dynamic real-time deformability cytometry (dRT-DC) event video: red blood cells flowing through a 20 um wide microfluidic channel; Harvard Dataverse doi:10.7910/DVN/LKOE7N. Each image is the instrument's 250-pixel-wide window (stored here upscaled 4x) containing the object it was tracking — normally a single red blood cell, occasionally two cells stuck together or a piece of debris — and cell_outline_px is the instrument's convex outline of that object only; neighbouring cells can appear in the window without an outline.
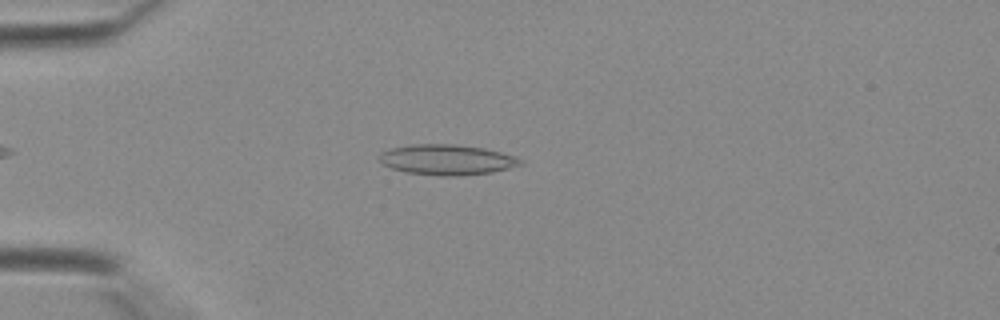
{"species": "Egyptian fruit bat (a non-hibernating species)", "species_latin": "Rousettus aegyptiacus", "temperature_condition": "warm", "stored_images_in_passage": 33, "camera_frame_rate_fps": 3000, "um_per_image_px": 0.085, "animal": {"sex": "female"}, "frame": {"image": 1, "passage_image": 7, "time_ms": 2.0, "image_size_px": [1000, 320], "cell_outline_px": [[524, 164], [492, 172], [456, 176], [440, 176], [408, 172], [392, 168], [384, 164], [380, 160], [380, 152], [392, 148], [412, 144], [456, 144], [484, 148], [516, 156]], "centroid_in_image_um": [38.0, 13.57], "position_along_channel_um": 47.0, "area_um2": 24.8}}
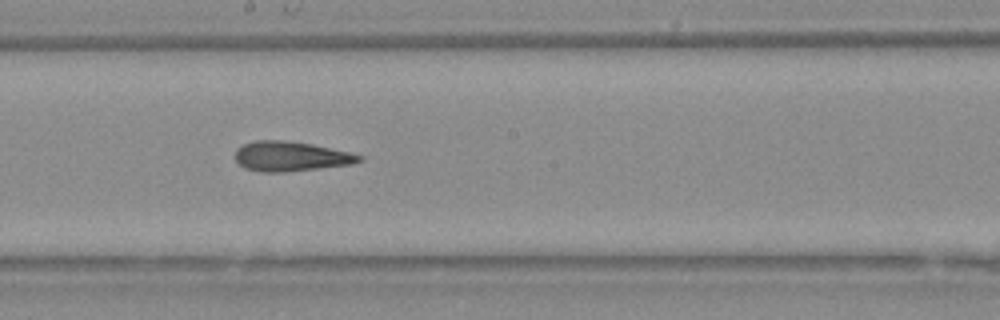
{"frame": {"image": 2, "passage_image": 19, "time_ms": 6.0, "image_size_px": [1000, 320], "cell_outline_px": [[364, 160], [352, 164], [320, 168], [284, 172], [264, 172], [244, 168], [236, 160], [236, 148], [244, 144], [256, 140], [280, 140], [312, 144], [348, 152], [364, 156]], "centroid_in_image_um": [24.72, 13.29], "position_along_channel_um": 223.5, "area_um2": 21.39}}
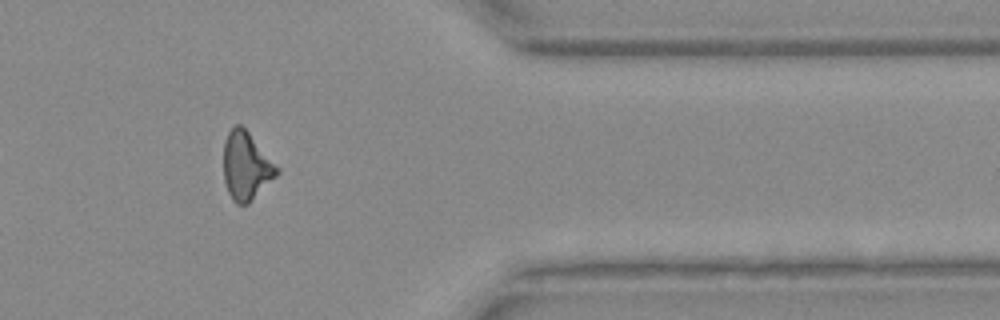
{"frame": {"image": 3, "passage_image": 30, "time_ms": 9.667, "image_size_px": [1000, 320], "cell_outline_px": [[280, 172], [248, 204], [236, 204], [232, 200], [228, 192], [224, 180], [224, 140], [228, 132], [236, 124], [240, 124], [248, 132], [280, 168]], "centroid_in_image_um": [20.92, 14.12], "position_along_channel_um": 390.5, "area_um2": 21.04}}